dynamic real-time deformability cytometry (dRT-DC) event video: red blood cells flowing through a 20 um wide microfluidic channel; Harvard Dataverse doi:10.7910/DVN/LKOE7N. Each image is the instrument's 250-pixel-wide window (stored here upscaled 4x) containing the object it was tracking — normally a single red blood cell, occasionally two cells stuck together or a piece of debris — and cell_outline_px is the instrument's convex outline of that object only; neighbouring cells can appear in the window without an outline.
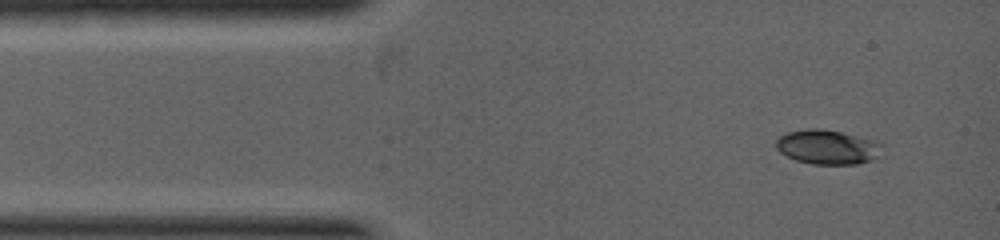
{"species": "common noctule bat (a hibernating species)", "species_latin": "Nyctalus noctula", "temperature_condition": "warm", "stored_images_in_passage": 6, "camera_frame_rate_fps": 5000, "um_per_image_px": 0.085, "animal": {"sex": "female", "body_mass_g": 19.0, "forearm_length_mm": 53.3}, "frame": {"image": 1, "passage_image": 1, "time_ms": 0.0, "image_size_px": [1000, 240], "cell_outline_px": [[884, 156], [872, 160], [856, 164], [812, 164], [796, 160], [780, 152], [776, 148], [776, 140], [780, 136], [788, 132], [808, 128], [820, 128], [840, 132], [872, 140], [884, 144]], "centroid_in_image_um": [70.4, 12.51], "position_along_channel_um": 14.6, "area_um2": 21.5}}
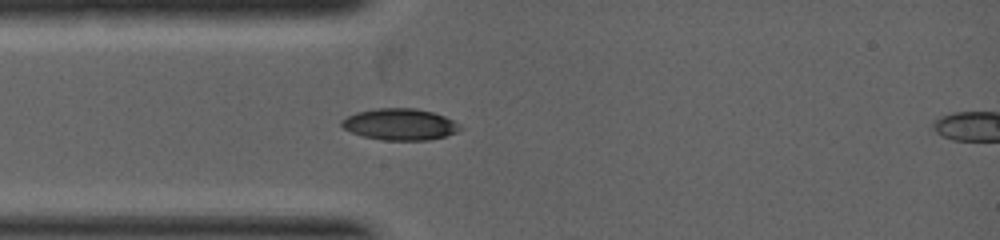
{"frame": {"image": 2, "passage_image": 4, "time_ms": 1.2, "image_size_px": [1000, 240], "cell_outline_px": [[464, 128], [456, 132], [444, 136], [428, 140], [384, 140], [364, 136], [352, 132], [344, 128], [340, 124], [340, 120], [356, 112], [376, 108], [416, 108], [432, 112], [444, 116], [460, 124]], "centroid_in_image_um": [34.0, 10.56], "position_along_channel_um": 51.0, "area_um2": 21.68}}
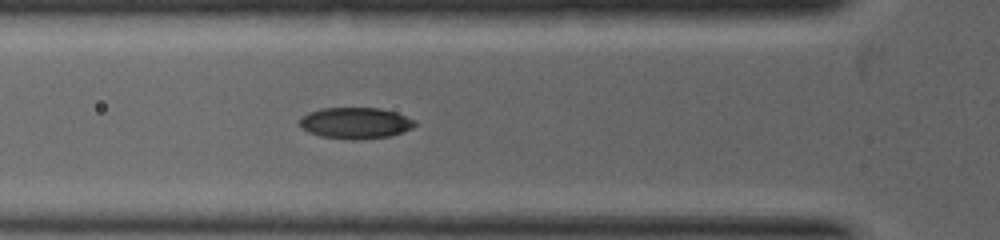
{"frame": {"image": 3, "passage_image": 6, "time_ms": 1.8, "image_size_px": [1000, 240], "cell_outline_px": [[416, 124], [412, 128], [388, 136], [356, 140], [352, 140], [320, 136], [308, 132], [300, 128], [300, 120], [308, 112], [320, 108], [380, 108], [396, 112], [416, 120]], "centroid_in_image_um": [30.2, 10.45], "position_along_channel_um": 95.6, "area_um2": 20.98}}